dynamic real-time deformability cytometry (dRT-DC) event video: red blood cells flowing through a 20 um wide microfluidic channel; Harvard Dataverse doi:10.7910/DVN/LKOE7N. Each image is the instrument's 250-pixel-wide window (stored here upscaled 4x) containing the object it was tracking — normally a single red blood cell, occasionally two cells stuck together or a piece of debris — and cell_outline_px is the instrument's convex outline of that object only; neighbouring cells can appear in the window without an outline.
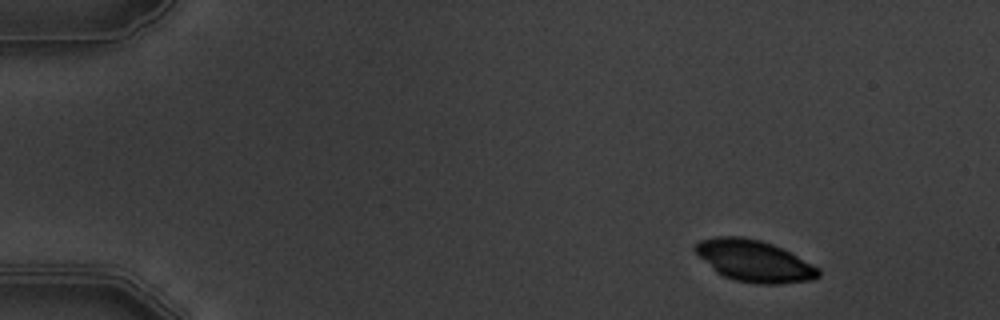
{"species": "common noctule bat (a hibernating species)", "species_latin": "Nyctalus noctula", "temperature_condition": "warm", "stored_images_in_passage": 6, "camera_frame_rate_fps": 3000, "um_per_image_px": 0.085, "animal": {"sex": "male", "body_mass_g": 19.5, "forearm_length_mm": 54.6}, "frame": {"image": 1, "passage_image": 2, "time_ms": 1.333, "image_size_px": [1000, 320], "cell_outline_px": [[820, 276], [812, 280], [780, 284], [756, 284], [736, 280], [724, 276], [716, 272], [692, 248], [700, 240], [716, 236], [744, 236], [760, 240], [772, 244], [820, 268]], "centroid_in_image_um": [64.1, 22.18], "position_along_channel_um": 20.9, "area_um2": 29.65}}